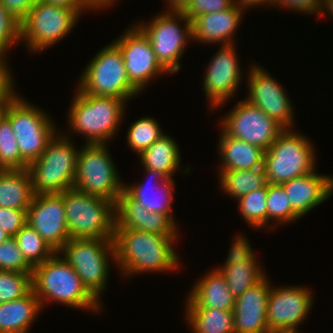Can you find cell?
<instances>
[{
    "mask_svg": "<svg viewBox=\"0 0 333 333\" xmlns=\"http://www.w3.org/2000/svg\"><path fill=\"white\" fill-rule=\"evenodd\" d=\"M178 238L134 229H115L116 268L125 278L137 273L175 271L180 268V258L173 246Z\"/></svg>",
    "mask_w": 333,
    "mask_h": 333,
    "instance_id": "cell-1",
    "label": "cell"
},
{
    "mask_svg": "<svg viewBox=\"0 0 333 333\" xmlns=\"http://www.w3.org/2000/svg\"><path fill=\"white\" fill-rule=\"evenodd\" d=\"M31 283L42 308L54 301L78 310L103 311L102 303L87 290L75 270L58 252L33 267Z\"/></svg>",
    "mask_w": 333,
    "mask_h": 333,
    "instance_id": "cell-2",
    "label": "cell"
},
{
    "mask_svg": "<svg viewBox=\"0 0 333 333\" xmlns=\"http://www.w3.org/2000/svg\"><path fill=\"white\" fill-rule=\"evenodd\" d=\"M68 111L70 131L84 135L85 144H106L120 128L127 101L109 96L91 95L76 90Z\"/></svg>",
    "mask_w": 333,
    "mask_h": 333,
    "instance_id": "cell-3",
    "label": "cell"
},
{
    "mask_svg": "<svg viewBox=\"0 0 333 333\" xmlns=\"http://www.w3.org/2000/svg\"><path fill=\"white\" fill-rule=\"evenodd\" d=\"M68 233L71 239L113 240L115 203L76 188L63 192Z\"/></svg>",
    "mask_w": 333,
    "mask_h": 333,
    "instance_id": "cell-4",
    "label": "cell"
},
{
    "mask_svg": "<svg viewBox=\"0 0 333 333\" xmlns=\"http://www.w3.org/2000/svg\"><path fill=\"white\" fill-rule=\"evenodd\" d=\"M65 132H57L41 156L27 167L35 194L62 193L74 187L79 151Z\"/></svg>",
    "mask_w": 333,
    "mask_h": 333,
    "instance_id": "cell-5",
    "label": "cell"
},
{
    "mask_svg": "<svg viewBox=\"0 0 333 333\" xmlns=\"http://www.w3.org/2000/svg\"><path fill=\"white\" fill-rule=\"evenodd\" d=\"M292 130L283 129L265 151L264 169L270 184H282L316 169L314 145L308 137Z\"/></svg>",
    "mask_w": 333,
    "mask_h": 333,
    "instance_id": "cell-6",
    "label": "cell"
},
{
    "mask_svg": "<svg viewBox=\"0 0 333 333\" xmlns=\"http://www.w3.org/2000/svg\"><path fill=\"white\" fill-rule=\"evenodd\" d=\"M57 252L75 270L87 290L101 302V294L107 289L109 263L116 260L113 240L70 238Z\"/></svg>",
    "mask_w": 333,
    "mask_h": 333,
    "instance_id": "cell-7",
    "label": "cell"
},
{
    "mask_svg": "<svg viewBox=\"0 0 333 333\" xmlns=\"http://www.w3.org/2000/svg\"><path fill=\"white\" fill-rule=\"evenodd\" d=\"M135 25L149 39L157 61L168 74L179 72L181 57L189 40H193L191 20L181 10H165L150 22Z\"/></svg>",
    "mask_w": 333,
    "mask_h": 333,
    "instance_id": "cell-8",
    "label": "cell"
},
{
    "mask_svg": "<svg viewBox=\"0 0 333 333\" xmlns=\"http://www.w3.org/2000/svg\"><path fill=\"white\" fill-rule=\"evenodd\" d=\"M78 91L125 99L139 95L130 83L119 47L112 41L97 52L78 79Z\"/></svg>",
    "mask_w": 333,
    "mask_h": 333,
    "instance_id": "cell-9",
    "label": "cell"
},
{
    "mask_svg": "<svg viewBox=\"0 0 333 333\" xmlns=\"http://www.w3.org/2000/svg\"><path fill=\"white\" fill-rule=\"evenodd\" d=\"M87 10L91 9H71L36 0L20 23V42L25 40L30 53L49 49L73 30L77 19Z\"/></svg>",
    "mask_w": 333,
    "mask_h": 333,
    "instance_id": "cell-10",
    "label": "cell"
},
{
    "mask_svg": "<svg viewBox=\"0 0 333 333\" xmlns=\"http://www.w3.org/2000/svg\"><path fill=\"white\" fill-rule=\"evenodd\" d=\"M24 98L16 94L7 104L4 115L12 124L20 156L29 165L41 156L58 131L47 112Z\"/></svg>",
    "mask_w": 333,
    "mask_h": 333,
    "instance_id": "cell-11",
    "label": "cell"
},
{
    "mask_svg": "<svg viewBox=\"0 0 333 333\" xmlns=\"http://www.w3.org/2000/svg\"><path fill=\"white\" fill-rule=\"evenodd\" d=\"M118 174L107 143L82 145L78 155L74 188L106 198L116 204L124 186Z\"/></svg>",
    "mask_w": 333,
    "mask_h": 333,
    "instance_id": "cell-12",
    "label": "cell"
},
{
    "mask_svg": "<svg viewBox=\"0 0 333 333\" xmlns=\"http://www.w3.org/2000/svg\"><path fill=\"white\" fill-rule=\"evenodd\" d=\"M220 121L221 130L228 136L246 141L267 150L283 128L271 117L247 100H239Z\"/></svg>",
    "mask_w": 333,
    "mask_h": 333,
    "instance_id": "cell-13",
    "label": "cell"
},
{
    "mask_svg": "<svg viewBox=\"0 0 333 333\" xmlns=\"http://www.w3.org/2000/svg\"><path fill=\"white\" fill-rule=\"evenodd\" d=\"M312 291L306 286L270 288L267 323L271 333H300L298 326L306 320L314 304ZM309 312V313H308Z\"/></svg>",
    "mask_w": 333,
    "mask_h": 333,
    "instance_id": "cell-14",
    "label": "cell"
},
{
    "mask_svg": "<svg viewBox=\"0 0 333 333\" xmlns=\"http://www.w3.org/2000/svg\"><path fill=\"white\" fill-rule=\"evenodd\" d=\"M122 33L113 42L122 53L128 80L142 93L152 79L168 72L157 61L149 39L136 25Z\"/></svg>",
    "mask_w": 333,
    "mask_h": 333,
    "instance_id": "cell-15",
    "label": "cell"
},
{
    "mask_svg": "<svg viewBox=\"0 0 333 333\" xmlns=\"http://www.w3.org/2000/svg\"><path fill=\"white\" fill-rule=\"evenodd\" d=\"M247 100L257 106L283 129H293L294 115L291 101L283 87L260 65L249 67Z\"/></svg>",
    "mask_w": 333,
    "mask_h": 333,
    "instance_id": "cell-16",
    "label": "cell"
},
{
    "mask_svg": "<svg viewBox=\"0 0 333 333\" xmlns=\"http://www.w3.org/2000/svg\"><path fill=\"white\" fill-rule=\"evenodd\" d=\"M235 46V44L220 45L205 70L202 89L212 110L228 102L243 80Z\"/></svg>",
    "mask_w": 333,
    "mask_h": 333,
    "instance_id": "cell-17",
    "label": "cell"
},
{
    "mask_svg": "<svg viewBox=\"0 0 333 333\" xmlns=\"http://www.w3.org/2000/svg\"><path fill=\"white\" fill-rule=\"evenodd\" d=\"M27 223L57 252L69 239L62 193L35 194Z\"/></svg>",
    "mask_w": 333,
    "mask_h": 333,
    "instance_id": "cell-18",
    "label": "cell"
},
{
    "mask_svg": "<svg viewBox=\"0 0 333 333\" xmlns=\"http://www.w3.org/2000/svg\"><path fill=\"white\" fill-rule=\"evenodd\" d=\"M267 276L235 299L234 333H271L267 323L270 281Z\"/></svg>",
    "mask_w": 333,
    "mask_h": 333,
    "instance_id": "cell-19",
    "label": "cell"
},
{
    "mask_svg": "<svg viewBox=\"0 0 333 333\" xmlns=\"http://www.w3.org/2000/svg\"><path fill=\"white\" fill-rule=\"evenodd\" d=\"M115 213V229H134L179 237L177 225L167 215L148 211L124 190L115 204Z\"/></svg>",
    "mask_w": 333,
    "mask_h": 333,
    "instance_id": "cell-20",
    "label": "cell"
},
{
    "mask_svg": "<svg viewBox=\"0 0 333 333\" xmlns=\"http://www.w3.org/2000/svg\"><path fill=\"white\" fill-rule=\"evenodd\" d=\"M316 171L281 184L288 195L293 211L300 218L333 194V176L318 174Z\"/></svg>",
    "mask_w": 333,
    "mask_h": 333,
    "instance_id": "cell-21",
    "label": "cell"
},
{
    "mask_svg": "<svg viewBox=\"0 0 333 333\" xmlns=\"http://www.w3.org/2000/svg\"><path fill=\"white\" fill-rule=\"evenodd\" d=\"M243 15L244 10L235 4L216 13L201 14L191 20L192 39L204 44H234L233 38Z\"/></svg>",
    "mask_w": 333,
    "mask_h": 333,
    "instance_id": "cell-22",
    "label": "cell"
},
{
    "mask_svg": "<svg viewBox=\"0 0 333 333\" xmlns=\"http://www.w3.org/2000/svg\"><path fill=\"white\" fill-rule=\"evenodd\" d=\"M144 170L148 175L147 178L150 176L153 184H146V182H138L131 186L124 184L123 190L148 211L163 213L177 224L172 213L173 192L176 190L173 178H167L160 171L148 168H144Z\"/></svg>",
    "mask_w": 333,
    "mask_h": 333,
    "instance_id": "cell-23",
    "label": "cell"
},
{
    "mask_svg": "<svg viewBox=\"0 0 333 333\" xmlns=\"http://www.w3.org/2000/svg\"><path fill=\"white\" fill-rule=\"evenodd\" d=\"M186 300V308H216L233 311L235 304V298L218 268H213L195 282Z\"/></svg>",
    "mask_w": 333,
    "mask_h": 333,
    "instance_id": "cell-24",
    "label": "cell"
},
{
    "mask_svg": "<svg viewBox=\"0 0 333 333\" xmlns=\"http://www.w3.org/2000/svg\"><path fill=\"white\" fill-rule=\"evenodd\" d=\"M218 152L221 165L219 170H253L264 167L265 150L220 131Z\"/></svg>",
    "mask_w": 333,
    "mask_h": 333,
    "instance_id": "cell-25",
    "label": "cell"
},
{
    "mask_svg": "<svg viewBox=\"0 0 333 333\" xmlns=\"http://www.w3.org/2000/svg\"><path fill=\"white\" fill-rule=\"evenodd\" d=\"M31 289L25 296L0 304V333H29L31 325L43 311Z\"/></svg>",
    "mask_w": 333,
    "mask_h": 333,
    "instance_id": "cell-26",
    "label": "cell"
},
{
    "mask_svg": "<svg viewBox=\"0 0 333 333\" xmlns=\"http://www.w3.org/2000/svg\"><path fill=\"white\" fill-rule=\"evenodd\" d=\"M34 195L31 176L27 168L1 169L0 207L27 211Z\"/></svg>",
    "mask_w": 333,
    "mask_h": 333,
    "instance_id": "cell-27",
    "label": "cell"
},
{
    "mask_svg": "<svg viewBox=\"0 0 333 333\" xmlns=\"http://www.w3.org/2000/svg\"><path fill=\"white\" fill-rule=\"evenodd\" d=\"M179 149L178 143L168 134H164L139 154L140 163L143 168L160 171L167 178H172L181 165Z\"/></svg>",
    "mask_w": 333,
    "mask_h": 333,
    "instance_id": "cell-28",
    "label": "cell"
},
{
    "mask_svg": "<svg viewBox=\"0 0 333 333\" xmlns=\"http://www.w3.org/2000/svg\"><path fill=\"white\" fill-rule=\"evenodd\" d=\"M192 333H234L233 311L216 308H185Z\"/></svg>",
    "mask_w": 333,
    "mask_h": 333,
    "instance_id": "cell-29",
    "label": "cell"
},
{
    "mask_svg": "<svg viewBox=\"0 0 333 333\" xmlns=\"http://www.w3.org/2000/svg\"><path fill=\"white\" fill-rule=\"evenodd\" d=\"M259 264L257 259H248L244 262L216 268L222 272L229 290L236 299L267 276L262 269L263 266Z\"/></svg>",
    "mask_w": 333,
    "mask_h": 333,
    "instance_id": "cell-30",
    "label": "cell"
},
{
    "mask_svg": "<svg viewBox=\"0 0 333 333\" xmlns=\"http://www.w3.org/2000/svg\"><path fill=\"white\" fill-rule=\"evenodd\" d=\"M219 177L220 188L236 200L268 184L264 167L253 170H219Z\"/></svg>",
    "mask_w": 333,
    "mask_h": 333,
    "instance_id": "cell-31",
    "label": "cell"
},
{
    "mask_svg": "<svg viewBox=\"0 0 333 333\" xmlns=\"http://www.w3.org/2000/svg\"><path fill=\"white\" fill-rule=\"evenodd\" d=\"M24 259L33 268L48 260L55 251L43 240L37 231L26 223L14 237Z\"/></svg>",
    "mask_w": 333,
    "mask_h": 333,
    "instance_id": "cell-32",
    "label": "cell"
},
{
    "mask_svg": "<svg viewBox=\"0 0 333 333\" xmlns=\"http://www.w3.org/2000/svg\"><path fill=\"white\" fill-rule=\"evenodd\" d=\"M301 219L292 209L288 195L281 184H267V226L271 229L283 223ZM274 220V224L272 223ZM271 223H270V222ZM269 223V224H268ZM274 225V226H273Z\"/></svg>",
    "mask_w": 333,
    "mask_h": 333,
    "instance_id": "cell-33",
    "label": "cell"
},
{
    "mask_svg": "<svg viewBox=\"0 0 333 333\" xmlns=\"http://www.w3.org/2000/svg\"><path fill=\"white\" fill-rule=\"evenodd\" d=\"M240 215L256 230L267 226V185L242 196L238 200Z\"/></svg>",
    "mask_w": 333,
    "mask_h": 333,
    "instance_id": "cell-34",
    "label": "cell"
},
{
    "mask_svg": "<svg viewBox=\"0 0 333 333\" xmlns=\"http://www.w3.org/2000/svg\"><path fill=\"white\" fill-rule=\"evenodd\" d=\"M129 127L127 144L138 155L165 134L154 117H142Z\"/></svg>",
    "mask_w": 333,
    "mask_h": 333,
    "instance_id": "cell-35",
    "label": "cell"
},
{
    "mask_svg": "<svg viewBox=\"0 0 333 333\" xmlns=\"http://www.w3.org/2000/svg\"><path fill=\"white\" fill-rule=\"evenodd\" d=\"M28 164L20 156L18 141L10 120L0 119V169H24Z\"/></svg>",
    "mask_w": 333,
    "mask_h": 333,
    "instance_id": "cell-36",
    "label": "cell"
},
{
    "mask_svg": "<svg viewBox=\"0 0 333 333\" xmlns=\"http://www.w3.org/2000/svg\"><path fill=\"white\" fill-rule=\"evenodd\" d=\"M31 275L0 270V304L25 296L32 289Z\"/></svg>",
    "mask_w": 333,
    "mask_h": 333,
    "instance_id": "cell-37",
    "label": "cell"
},
{
    "mask_svg": "<svg viewBox=\"0 0 333 333\" xmlns=\"http://www.w3.org/2000/svg\"><path fill=\"white\" fill-rule=\"evenodd\" d=\"M32 269L14 237H9L0 245V270L32 274Z\"/></svg>",
    "mask_w": 333,
    "mask_h": 333,
    "instance_id": "cell-38",
    "label": "cell"
},
{
    "mask_svg": "<svg viewBox=\"0 0 333 333\" xmlns=\"http://www.w3.org/2000/svg\"><path fill=\"white\" fill-rule=\"evenodd\" d=\"M20 43V24L0 3V55L5 58L10 48ZM12 46V47H11Z\"/></svg>",
    "mask_w": 333,
    "mask_h": 333,
    "instance_id": "cell-39",
    "label": "cell"
},
{
    "mask_svg": "<svg viewBox=\"0 0 333 333\" xmlns=\"http://www.w3.org/2000/svg\"><path fill=\"white\" fill-rule=\"evenodd\" d=\"M233 5V0H189L181 11L192 20L201 14L216 13Z\"/></svg>",
    "mask_w": 333,
    "mask_h": 333,
    "instance_id": "cell-40",
    "label": "cell"
},
{
    "mask_svg": "<svg viewBox=\"0 0 333 333\" xmlns=\"http://www.w3.org/2000/svg\"><path fill=\"white\" fill-rule=\"evenodd\" d=\"M26 223L27 211L0 207V228L9 237H15Z\"/></svg>",
    "mask_w": 333,
    "mask_h": 333,
    "instance_id": "cell-41",
    "label": "cell"
},
{
    "mask_svg": "<svg viewBox=\"0 0 333 333\" xmlns=\"http://www.w3.org/2000/svg\"><path fill=\"white\" fill-rule=\"evenodd\" d=\"M228 253L225 263L222 266L232 265L236 262H244L248 259H257L250 242L245 235L243 236L242 234L235 236Z\"/></svg>",
    "mask_w": 333,
    "mask_h": 333,
    "instance_id": "cell-42",
    "label": "cell"
},
{
    "mask_svg": "<svg viewBox=\"0 0 333 333\" xmlns=\"http://www.w3.org/2000/svg\"><path fill=\"white\" fill-rule=\"evenodd\" d=\"M322 3L323 0H272L271 6H280V8H286V10L290 8V11L295 10L298 13L317 14L319 16Z\"/></svg>",
    "mask_w": 333,
    "mask_h": 333,
    "instance_id": "cell-43",
    "label": "cell"
},
{
    "mask_svg": "<svg viewBox=\"0 0 333 333\" xmlns=\"http://www.w3.org/2000/svg\"><path fill=\"white\" fill-rule=\"evenodd\" d=\"M36 0H0L1 5L19 24L27 17Z\"/></svg>",
    "mask_w": 333,
    "mask_h": 333,
    "instance_id": "cell-44",
    "label": "cell"
},
{
    "mask_svg": "<svg viewBox=\"0 0 333 333\" xmlns=\"http://www.w3.org/2000/svg\"><path fill=\"white\" fill-rule=\"evenodd\" d=\"M7 58L0 55V94L13 82L14 76L7 64ZM11 73V74H10ZM13 78V79H12Z\"/></svg>",
    "mask_w": 333,
    "mask_h": 333,
    "instance_id": "cell-45",
    "label": "cell"
},
{
    "mask_svg": "<svg viewBox=\"0 0 333 333\" xmlns=\"http://www.w3.org/2000/svg\"><path fill=\"white\" fill-rule=\"evenodd\" d=\"M49 4L60 5L71 9H96L87 0H42Z\"/></svg>",
    "mask_w": 333,
    "mask_h": 333,
    "instance_id": "cell-46",
    "label": "cell"
},
{
    "mask_svg": "<svg viewBox=\"0 0 333 333\" xmlns=\"http://www.w3.org/2000/svg\"><path fill=\"white\" fill-rule=\"evenodd\" d=\"M14 81L0 94V119L4 116L7 104L16 95Z\"/></svg>",
    "mask_w": 333,
    "mask_h": 333,
    "instance_id": "cell-47",
    "label": "cell"
},
{
    "mask_svg": "<svg viewBox=\"0 0 333 333\" xmlns=\"http://www.w3.org/2000/svg\"><path fill=\"white\" fill-rule=\"evenodd\" d=\"M271 1L272 0H233V3L243 9L245 11V9H249V7H257L260 6V5H266V6H269L271 7Z\"/></svg>",
    "mask_w": 333,
    "mask_h": 333,
    "instance_id": "cell-48",
    "label": "cell"
},
{
    "mask_svg": "<svg viewBox=\"0 0 333 333\" xmlns=\"http://www.w3.org/2000/svg\"><path fill=\"white\" fill-rule=\"evenodd\" d=\"M96 10H104L116 2L115 0H87Z\"/></svg>",
    "mask_w": 333,
    "mask_h": 333,
    "instance_id": "cell-49",
    "label": "cell"
},
{
    "mask_svg": "<svg viewBox=\"0 0 333 333\" xmlns=\"http://www.w3.org/2000/svg\"><path fill=\"white\" fill-rule=\"evenodd\" d=\"M169 10H182L189 0H165Z\"/></svg>",
    "mask_w": 333,
    "mask_h": 333,
    "instance_id": "cell-50",
    "label": "cell"
},
{
    "mask_svg": "<svg viewBox=\"0 0 333 333\" xmlns=\"http://www.w3.org/2000/svg\"><path fill=\"white\" fill-rule=\"evenodd\" d=\"M324 11H326V12H324ZM327 13L333 17V0H323L322 8H321L319 14H320V16L321 15L324 16Z\"/></svg>",
    "mask_w": 333,
    "mask_h": 333,
    "instance_id": "cell-51",
    "label": "cell"
},
{
    "mask_svg": "<svg viewBox=\"0 0 333 333\" xmlns=\"http://www.w3.org/2000/svg\"><path fill=\"white\" fill-rule=\"evenodd\" d=\"M9 238V236L5 233L4 230L0 228V245L6 241Z\"/></svg>",
    "mask_w": 333,
    "mask_h": 333,
    "instance_id": "cell-52",
    "label": "cell"
}]
</instances>
